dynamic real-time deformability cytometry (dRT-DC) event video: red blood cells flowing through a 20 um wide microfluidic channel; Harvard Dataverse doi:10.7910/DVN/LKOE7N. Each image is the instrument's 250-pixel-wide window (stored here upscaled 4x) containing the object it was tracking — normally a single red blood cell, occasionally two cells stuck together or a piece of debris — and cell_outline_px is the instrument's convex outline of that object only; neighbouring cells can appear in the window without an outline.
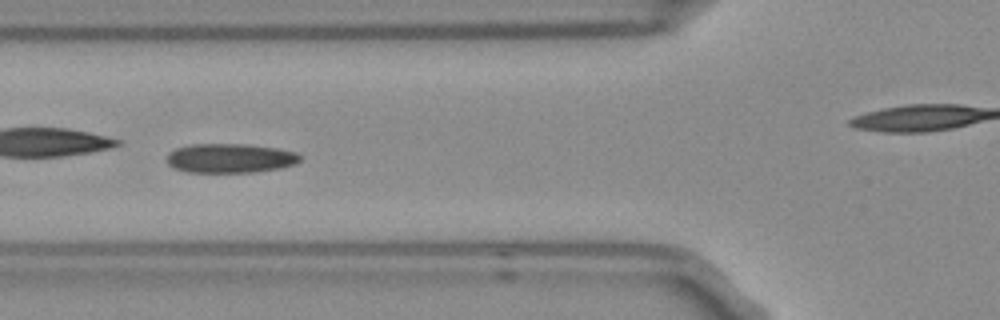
{"species": "Egyptian fruit bat (a non-hibernating species)", "species_latin": "Rousettus aegyptiacus", "temperature_condition": "room temperature", "stored_images_in_passage": 9, "camera_frame_rate_fps": 3000, "um_per_image_px": 0.085, "frame": {"image": 1, "passage_image": 4, "time_ms": 1.0, "image_size_px": [1000, 320], "cell_outline_px": [[300, 160], [296, 164], [280, 168], [252, 172], [188, 172], [172, 168], [168, 164], [168, 152], [176, 148], [192, 144], [244, 144], [276, 148], [296, 152], [300, 156]], "centroid_in_image_um": [19.54, 13.45], "position_along_channel_um": 106.3, "area_um2": 22.72}}
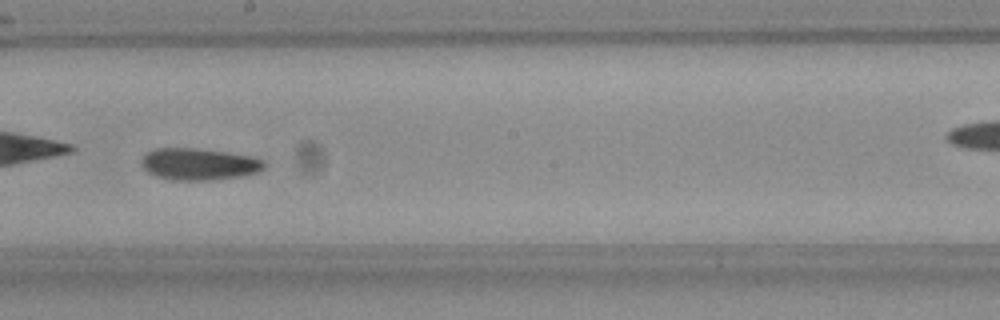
{"frame": {"image": 2, "passage_image": 7, "time_ms": 2.0, "image_size_px": [1000, 320], "cell_outline_px": [[268, 164], [260, 172], [244, 176], [212, 180], [172, 180], [156, 176], [148, 172], [140, 164], [144, 156], [148, 152], [156, 148], [188, 148], [224, 152], [252, 156], [264, 160]], "centroid_in_image_um": [16.96, 13.96], "position_along_channel_um": 231.2, "area_um2": 22.83}}